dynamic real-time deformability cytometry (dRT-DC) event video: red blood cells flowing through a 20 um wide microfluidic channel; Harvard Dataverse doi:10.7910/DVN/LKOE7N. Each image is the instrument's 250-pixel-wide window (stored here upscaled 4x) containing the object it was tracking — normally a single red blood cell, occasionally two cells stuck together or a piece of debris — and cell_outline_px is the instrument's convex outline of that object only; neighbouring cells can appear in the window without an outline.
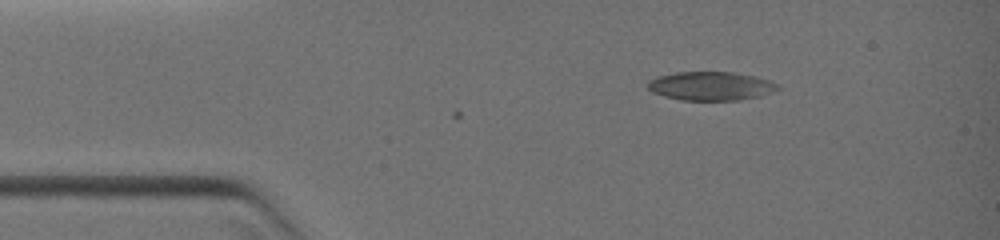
{"species": "common noctule bat (a hibernating species)", "species_latin": "Nyctalus noctula", "temperature_condition": "warm", "stored_images_in_passage": 2, "camera_frame_rate_fps": 3000, "um_per_image_px": 0.085, "animal": {"sex": "female", "body_mass_g": 19.0, "forearm_length_mm": 51.5}, "frame": {"image": 1, "passage_image": 2, "time_ms": 0.667, "image_size_px": [1000, 240], "cell_outline_px": [[780, 88], [772, 92], [760, 96], [740, 100], [680, 100], [664, 96], [652, 92], [648, 88], [648, 80], [656, 76], [676, 72], [732, 72], [756, 76], [772, 80], [780, 84]], "centroid_in_image_um": [60.45, 7.31], "position_along_channel_um": 24.6, "area_um2": 22.02}}